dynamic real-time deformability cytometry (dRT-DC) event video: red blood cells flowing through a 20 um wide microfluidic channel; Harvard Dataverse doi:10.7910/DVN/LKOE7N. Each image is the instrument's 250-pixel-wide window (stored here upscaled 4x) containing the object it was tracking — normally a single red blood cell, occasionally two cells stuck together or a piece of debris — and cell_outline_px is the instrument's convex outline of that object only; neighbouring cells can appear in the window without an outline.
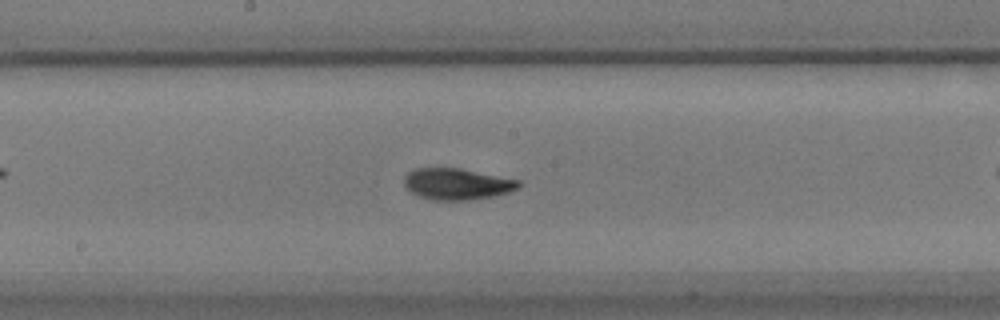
{"species": "common noctule bat (a hibernating species)", "species_latin": "Nyctalus noctula", "temperature_condition": "warm", "stored_images_in_passage": 48, "camera_frame_rate_fps": 3000, "um_per_image_px": 0.085, "animal": {"sex": "male", "body_mass_g": 17.9}, "frame": {"image": 1, "passage_image": 20, "time_ms": 6.333, "image_size_px": [1000, 320], "cell_outline_px": [[520, 188], [496, 196], [468, 200], [432, 200], [420, 196], [412, 192], [404, 184], [404, 176], [408, 172], [416, 168], [460, 168], [520, 180]], "centroid_in_image_um": [38.87, 15.64], "position_along_channel_um": 209.3, "area_um2": 20.92}}
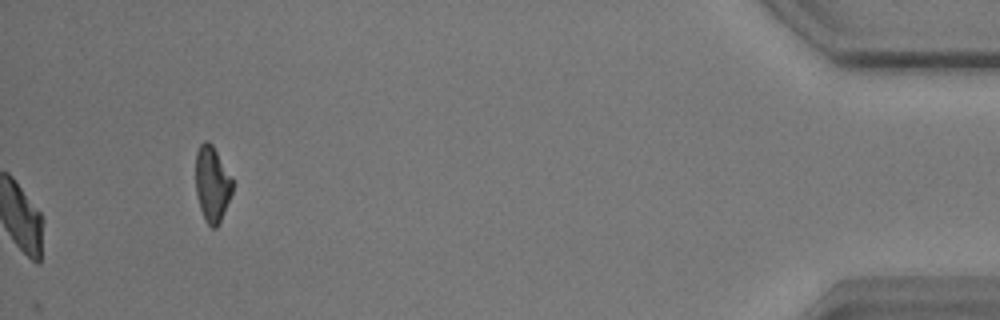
{"frame": {"image": 2, "passage_image": 48, "time_ms": 15.667, "image_size_px": [1000, 320], "cell_outline_px": [[232, 192], [224, 212], [216, 228], [212, 228], [204, 220], [200, 208], [196, 192], [196, 152], [200, 144], [204, 140], [208, 140], [212, 144], [232, 176]], "centroid_in_image_um": [18.02, 15.61], "position_along_channel_um": 417.2, "area_um2": 16.24}, "authors_computed_cell_mechanics": {"area_um2": 20.3167, "velocity_mm_per_s": 3.4871, "shape_relaxation_time_tau1_ms": 4.2309, "shape_relaxation_time_tau2_ms": 2.4822, "deformation_change_tau1": 0.1379, "deformation_change_tau2": 0.0584}}